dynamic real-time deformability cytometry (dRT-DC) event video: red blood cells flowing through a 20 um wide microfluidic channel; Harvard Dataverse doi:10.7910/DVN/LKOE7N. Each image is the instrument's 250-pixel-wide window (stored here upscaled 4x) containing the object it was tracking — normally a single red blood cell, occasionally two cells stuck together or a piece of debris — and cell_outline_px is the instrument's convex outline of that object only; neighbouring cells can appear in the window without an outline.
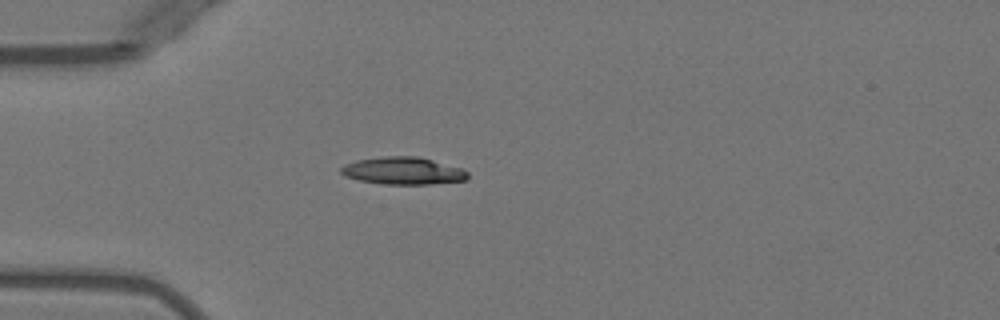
{"species": "Egyptian fruit bat (a non-hibernating species)", "species_latin": "Rousettus aegyptiacus", "temperature_condition": "warm", "stored_images_in_passage": 3, "camera_frame_rate_fps": 3000, "um_per_image_px": 0.085, "animal": {"sex": "female"}, "frame": {"image": 1, "passage_image": 3, "time_ms": 3.0, "image_size_px": [1000, 320], "cell_outline_px": [[468, 180], [428, 184], [384, 184], [360, 180], [344, 176], [340, 172], [340, 168], [344, 164], [356, 160], [380, 156], [416, 156], [464, 168], [468, 172]], "centroid_in_image_um": [34.26, 14.51], "position_along_channel_um": 50.7, "area_um2": 20.35}}